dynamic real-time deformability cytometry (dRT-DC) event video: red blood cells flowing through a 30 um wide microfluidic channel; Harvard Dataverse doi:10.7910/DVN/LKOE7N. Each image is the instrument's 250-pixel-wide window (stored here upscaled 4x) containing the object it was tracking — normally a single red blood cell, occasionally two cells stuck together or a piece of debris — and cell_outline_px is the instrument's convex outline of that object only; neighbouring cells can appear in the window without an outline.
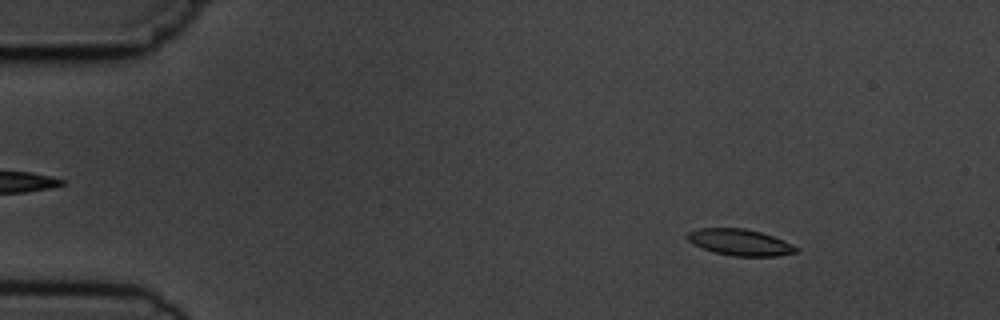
{"species": "common noctule bat (a hibernating species)", "species_latin": "Nyctalus noctula", "temperature_condition": "cold", "stored_images_in_passage": 7, "camera_frame_rate_fps": 3000, "um_per_image_px": 0.085, "animal": {"sex": "male", "body_mass_g": 19.5, "forearm_length_mm": 54.6}, "frame": {"image": 1, "passage_image": 3, "time_ms": 2.333, "image_size_px": [1000, 320], "cell_outline_px": [[800, 248], [796, 252], [776, 256], [732, 256], [712, 252], [692, 244], [684, 236], [688, 232], [700, 228], [744, 228], [760, 232], [784, 240]], "centroid_in_image_um": [62.86, 20.6], "position_along_channel_um": 22.1, "area_um2": 16.82}}
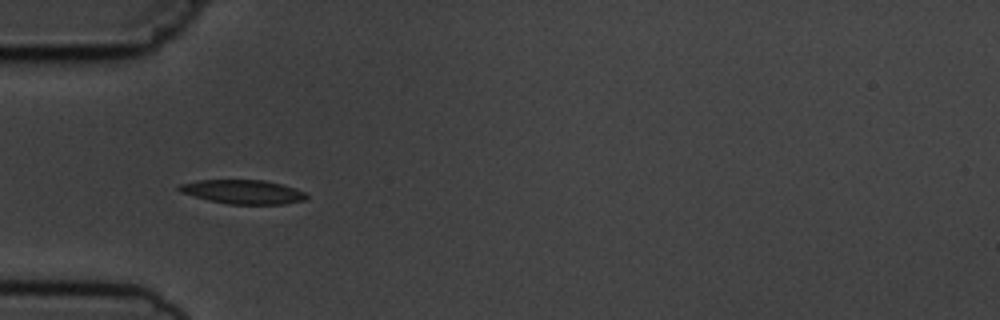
{"frame": {"image": 2, "passage_image": 6, "time_ms": 5.667, "image_size_px": [1000, 320], "cell_outline_px": [[308, 196], [304, 200], [284, 204], [228, 204], [208, 200], [180, 192], [176, 188], [180, 184], [196, 180], [264, 180], [280, 184], [304, 192]], "centroid_in_image_um": [20.6, 16.31], "position_along_channel_um": 64.4, "area_um2": 17.69}}
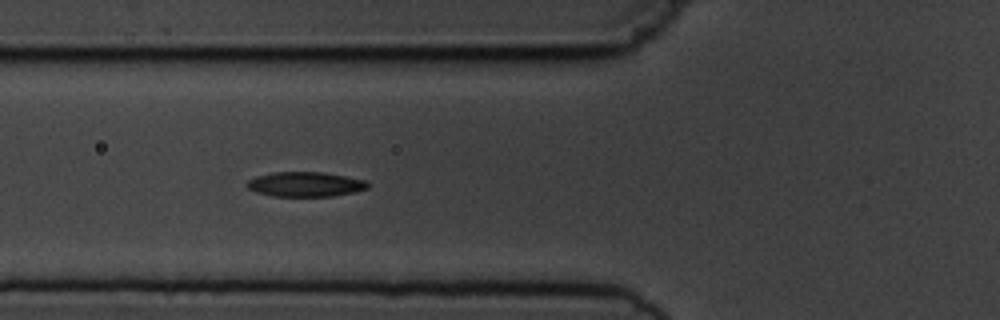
{"frame": {"image": 3, "passage_image": 7, "time_ms": 6.667, "image_size_px": [1000, 320], "cell_outline_px": [[368, 188], [356, 192], [332, 196], [272, 196], [256, 192], [248, 188], [244, 184], [248, 180], [256, 176], [272, 172], [324, 172], [368, 180]], "centroid_in_image_um": [25.96, 15.66], "position_along_channel_um": 99.8, "area_um2": 17.63}}